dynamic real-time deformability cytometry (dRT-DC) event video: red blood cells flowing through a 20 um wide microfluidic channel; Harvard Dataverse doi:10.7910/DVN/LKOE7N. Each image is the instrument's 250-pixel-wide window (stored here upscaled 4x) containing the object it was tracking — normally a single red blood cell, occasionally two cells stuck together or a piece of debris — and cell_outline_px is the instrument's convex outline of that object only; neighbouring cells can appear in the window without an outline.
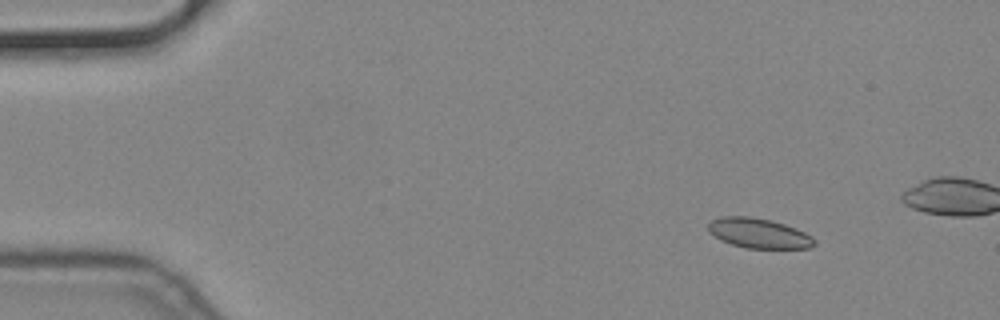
{"species": "common noctule bat (a hibernating species)", "species_latin": "Nyctalus noctula", "temperature_condition": "cold", "stored_images_in_passage": 16, "camera_frame_rate_fps": 3000, "um_per_image_px": 0.085, "animal": {"sex": "male", "body_mass_g": 19.2, "forearm_length_mm": 51.8}, "frame": {"image": 1, "passage_image": 5, "time_ms": 1.333, "image_size_px": [1000, 320], "cell_outline_px": [[816, 244], [812, 248], [744, 248], [720, 240], [708, 232], [708, 224], [712, 220], [720, 216], [752, 216], [772, 220], [796, 228], [812, 236], [816, 240]], "centroid_in_image_um": [64.5, 19.82], "position_along_channel_um": 20.5, "area_um2": 18.73}}